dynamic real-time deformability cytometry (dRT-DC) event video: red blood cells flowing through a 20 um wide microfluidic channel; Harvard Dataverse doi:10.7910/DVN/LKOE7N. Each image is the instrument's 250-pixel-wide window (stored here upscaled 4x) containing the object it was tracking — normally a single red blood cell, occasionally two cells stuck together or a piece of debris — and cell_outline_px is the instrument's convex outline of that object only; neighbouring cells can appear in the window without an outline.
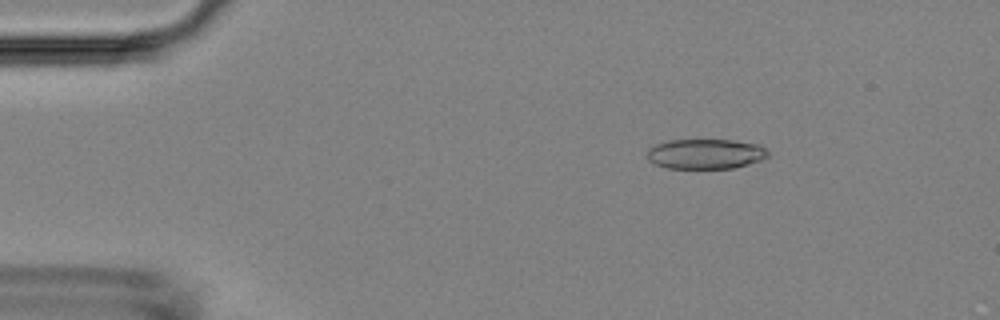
{"species": "Egyptian fruit bat (a non-hibernating species)", "species_latin": "Rousettus aegyptiacus", "temperature_condition": "room temperature", "stored_images_in_passage": 26, "camera_frame_rate_fps": 3000, "um_per_image_px": 0.085, "animal": {"sex": "female"}, "frame": {"image": 1, "passage_image": 8, "time_ms": 2.333, "image_size_px": [1000, 320], "cell_outline_px": [[768, 156], [760, 160], [748, 164], [732, 168], [668, 168], [656, 164], [648, 160], [648, 148], [656, 144], [668, 140], [732, 140], [760, 144], [768, 152]], "centroid_in_image_um": [59.97, 13.07], "position_along_channel_um": 25.0, "area_um2": 21.04}}
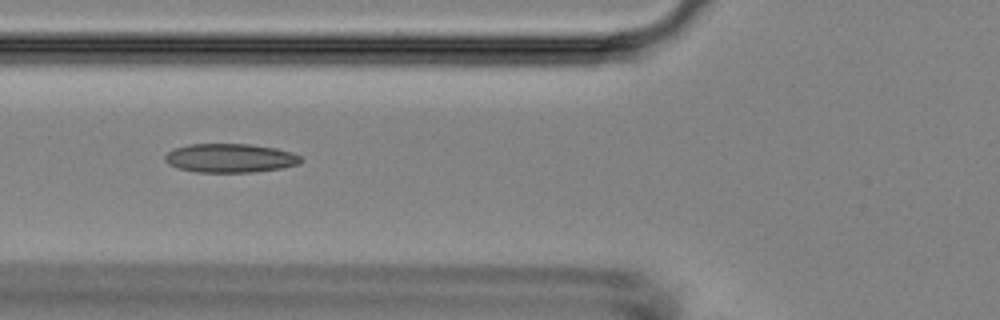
{"frame": {"image": 2, "passage_image": 20, "time_ms": 6.333, "image_size_px": [1000, 320], "cell_outline_px": [[304, 160], [300, 164], [284, 168], [252, 172], [196, 172], [176, 168], [168, 164], [164, 160], [164, 156], [172, 148], [188, 144], [248, 144], [276, 148], [292, 152], [300, 156]], "centroid_in_image_um": [19.56, 13.44], "position_along_channel_um": 106.2, "area_um2": 23.18}}
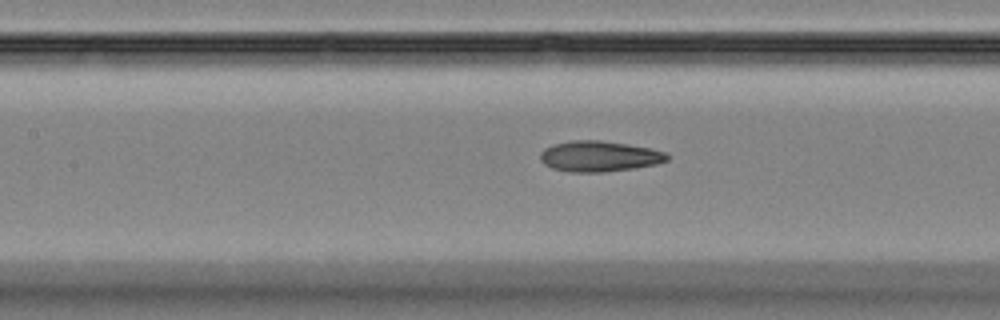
{"frame": {"image": 3, "passage_image": 24, "time_ms": 7.667, "image_size_px": [1000, 320], "cell_outline_px": [[668, 160], [656, 164], [636, 168], [604, 172], [568, 172], [552, 168], [544, 164], [540, 160], [540, 152], [544, 148], [552, 144], [572, 140], [600, 140], [628, 144], [652, 148], [668, 152]], "centroid_in_image_um": [50.94, 13.28], "position_along_channel_um": 156.5, "area_um2": 23.0}}